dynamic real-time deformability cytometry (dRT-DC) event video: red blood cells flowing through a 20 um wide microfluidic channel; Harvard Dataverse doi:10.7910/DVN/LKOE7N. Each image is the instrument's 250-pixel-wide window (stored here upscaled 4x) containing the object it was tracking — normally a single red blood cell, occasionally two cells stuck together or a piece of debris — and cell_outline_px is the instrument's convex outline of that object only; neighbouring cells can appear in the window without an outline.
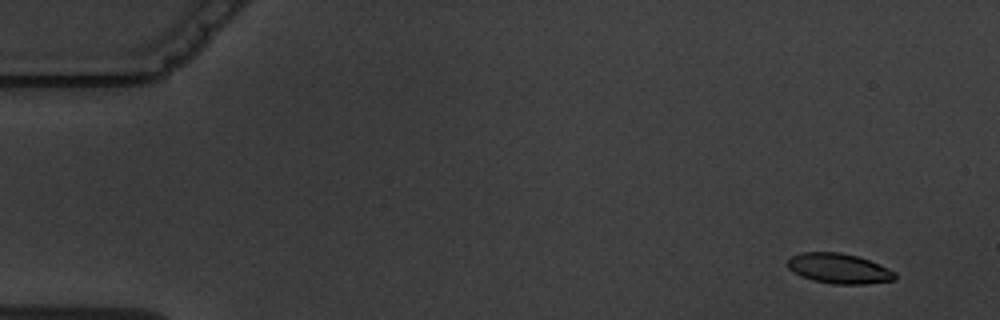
{"species": "common noctule bat (a hibernating species)", "species_latin": "Nyctalus noctula", "temperature_condition": "warm", "stored_images_in_passage": 6, "camera_frame_rate_fps": 3000, "um_per_image_px": 0.085, "animal": {"sex": "male", "body_mass_g": 19.5, "forearm_length_mm": 54.6}, "frame": {"image": 1, "passage_image": 1, "time_ms": 0.0, "image_size_px": [1000, 320], "cell_outline_px": [[896, 280], [864, 284], [832, 284], [812, 280], [792, 272], [788, 268], [788, 260], [792, 256], [800, 252], [840, 252], [856, 256], [868, 260], [888, 268], [896, 272]], "centroid_in_image_um": [71.3, 22.83], "position_along_channel_um": 13.7, "area_um2": 18.84}}
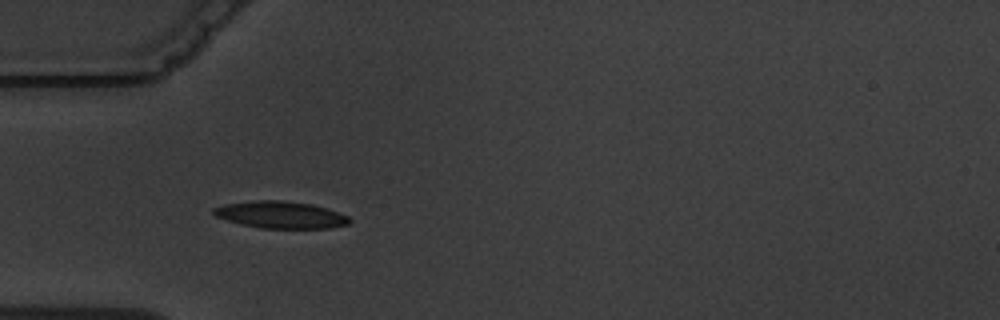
{"frame": {"image": 2, "passage_image": 5, "time_ms": 4.667, "image_size_px": [1000, 320], "cell_outline_px": [[352, 220], [348, 224], [328, 228], [260, 228], [240, 224], [216, 216], [212, 212], [212, 208], [224, 204], [260, 200], [280, 200], [312, 204], [348, 216]], "centroid_in_image_um": [23.83, 18.26], "position_along_channel_um": 61.2, "area_um2": 21.15}}